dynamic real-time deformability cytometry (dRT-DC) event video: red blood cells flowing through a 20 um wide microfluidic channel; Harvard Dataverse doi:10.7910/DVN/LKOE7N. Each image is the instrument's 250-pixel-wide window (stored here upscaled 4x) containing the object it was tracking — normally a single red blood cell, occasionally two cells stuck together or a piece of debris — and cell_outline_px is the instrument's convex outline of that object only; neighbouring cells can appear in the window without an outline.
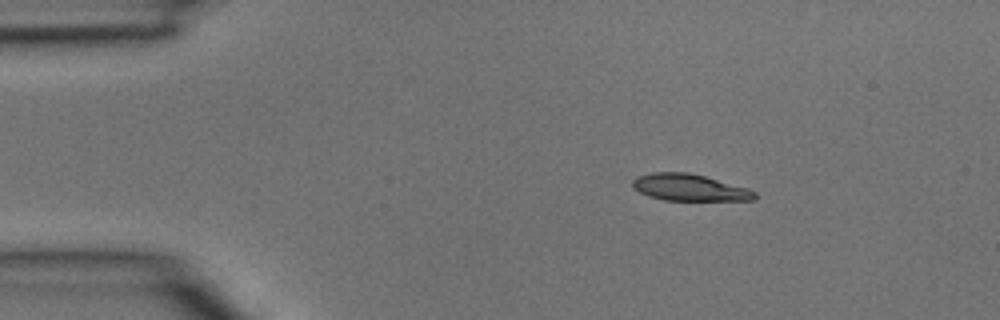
{"species": "common noctule bat (a hibernating species)", "species_latin": "Nyctalus noctula", "temperature_condition": "room temperature", "stored_images_in_passage": 3, "camera_frame_rate_fps": 3000, "um_per_image_px": 0.085, "animal": {"sex": "male", "body_mass_g": 15.6}, "frame": {"image": 1, "passage_image": 1, "time_ms": 0.0, "image_size_px": [1000, 320], "cell_outline_px": [[756, 200], [664, 200], [648, 196], [632, 188], [632, 180], [636, 176], [652, 172], [688, 172], [704, 176], [748, 188], [756, 192]], "centroid_in_image_um": [58.57, 15.93], "position_along_channel_um": 26.4, "area_um2": 19.07}}
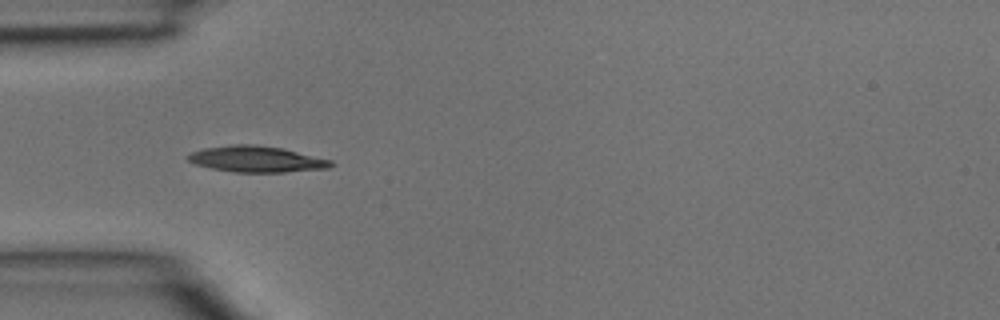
{"frame": {"image": 2, "passage_image": 3, "time_ms": 0.667, "image_size_px": [1000, 320], "cell_outline_px": [[336, 164], [328, 168], [284, 172], [232, 172], [212, 168], [196, 164], [188, 160], [184, 156], [192, 152], [204, 148], [232, 144], [256, 144], [284, 148], [332, 160]], "centroid_in_image_um": [21.82, 13.51], "position_along_channel_um": 63.2, "area_um2": 21.91}}